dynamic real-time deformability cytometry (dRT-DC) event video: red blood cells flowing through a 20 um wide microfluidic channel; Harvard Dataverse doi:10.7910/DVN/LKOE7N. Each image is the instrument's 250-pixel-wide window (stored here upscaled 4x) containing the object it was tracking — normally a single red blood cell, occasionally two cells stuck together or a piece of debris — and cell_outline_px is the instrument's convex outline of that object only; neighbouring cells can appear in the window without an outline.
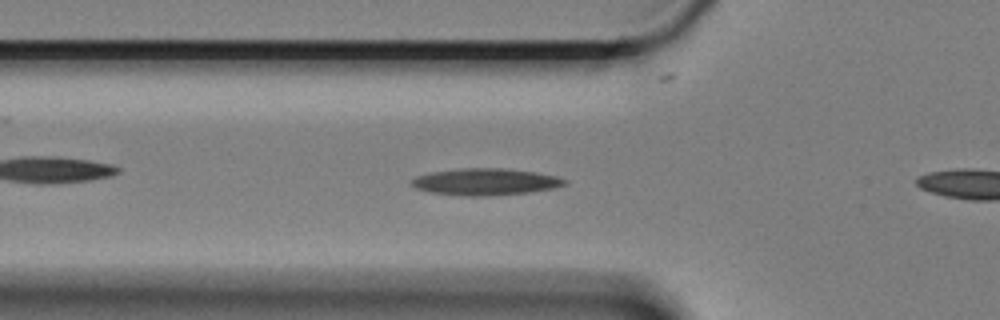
{"species": "Egyptian fruit bat (a non-hibernating species)", "species_latin": "Rousettus aegyptiacus", "temperature_condition": "cold", "stored_images_in_passage": 28, "camera_frame_rate_fps": 3000, "um_per_image_px": 0.085, "animal": {"sex": "female"}, "frame": {"image": 1, "passage_image": 7, "time_ms": 2.0, "image_size_px": [1000, 320], "cell_outline_px": [[568, 184], [556, 188], [528, 192], [488, 196], [460, 196], [428, 192], [416, 188], [408, 184], [408, 180], [416, 176], [432, 172], [464, 168], [508, 168], [536, 172], [556, 176], [568, 180]], "centroid_in_image_um": [41.24, 15.46], "position_along_channel_um": 84.6, "area_um2": 24.28}}
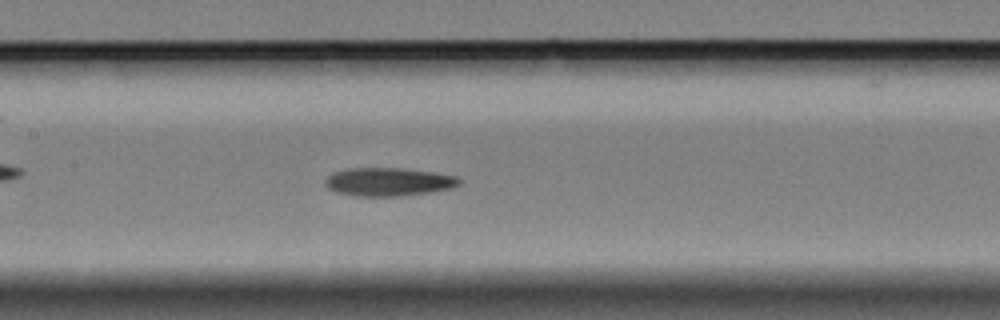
{"frame": {"image": 2, "passage_image": 15, "time_ms": 4.667, "image_size_px": [1000, 320], "cell_outline_px": [[464, 180], [460, 184], [452, 188], [432, 192], [404, 196], [352, 196], [336, 192], [328, 188], [324, 184], [324, 180], [328, 176], [336, 172], [352, 168], [400, 168], [432, 172], [456, 176]], "centroid_in_image_um": [33.05, 15.47], "position_along_channel_um": 174.3, "area_um2": 22.25}}
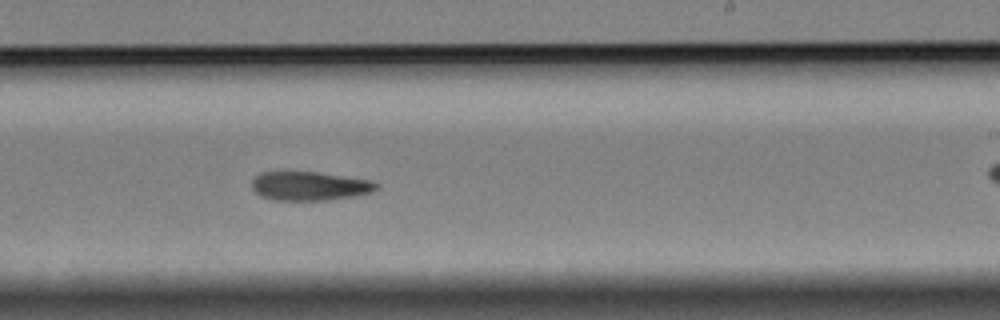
{"frame": {"image": 3, "passage_image": 23, "time_ms": 7.333, "image_size_px": [1000, 320], "cell_outline_px": [[380, 188], [372, 192], [352, 196], [328, 200], [272, 200], [260, 196], [252, 188], [252, 180], [260, 172], [316, 172], [372, 180], [380, 184]], "centroid_in_image_um": [26.34, 15.81], "position_along_channel_um": 262.7, "area_um2": 21.04}}